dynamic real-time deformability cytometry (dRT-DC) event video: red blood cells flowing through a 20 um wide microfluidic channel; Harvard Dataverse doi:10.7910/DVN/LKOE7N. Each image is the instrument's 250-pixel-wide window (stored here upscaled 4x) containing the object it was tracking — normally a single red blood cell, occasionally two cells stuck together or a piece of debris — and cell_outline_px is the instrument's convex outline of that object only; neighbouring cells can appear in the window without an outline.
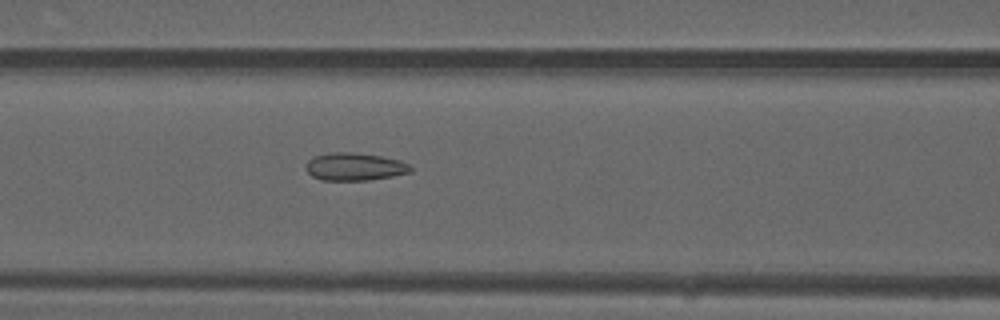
{"species": "common noctule bat (a hibernating species)", "species_latin": "Nyctalus noctula", "temperature_condition": "warm", "stored_images_in_passage": 51, "camera_frame_rate_fps": 3000, "um_per_image_px": 0.085, "animal": {"sex": "male", "forearm_length_mm": 52.5}, "frame": {"image": 1, "passage_image": 21, "time_ms": 6.667, "image_size_px": [1000, 320], "cell_outline_px": [[412, 172], [392, 176], [368, 180], [320, 180], [312, 176], [304, 168], [304, 164], [308, 160], [316, 156], [328, 152], [352, 152], [380, 156], [400, 160], [408, 164], [412, 168]], "centroid_in_image_um": [30.11, 14.17], "position_along_channel_um": 136.5, "area_um2": 16.99}}
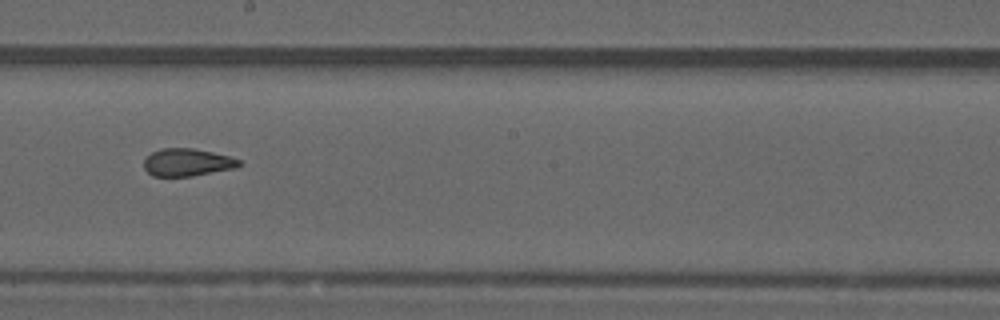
{"frame": {"image": 2, "passage_image": 28, "time_ms": 9.0, "image_size_px": [1000, 320], "cell_outline_px": [[244, 164], [236, 168], [192, 176], [152, 176], [144, 168], [144, 160], [152, 152], [160, 148], [192, 148], [212, 152], [228, 156], [240, 160]], "centroid_in_image_um": [15.93, 13.8], "position_along_channel_um": 232.3, "area_um2": 15.32}}
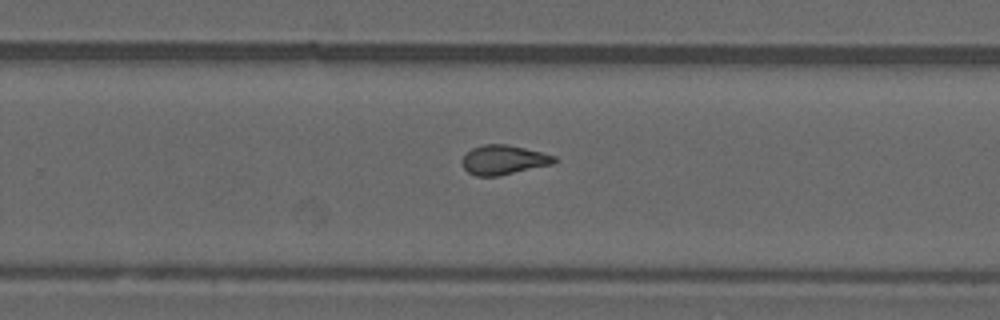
{"frame": {"image": 3, "passage_image": 32, "time_ms": 10.333, "image_size_px": [1000, 320], "cell_outline_px": [[556, 160], [552, 164], [500, 176], [476, 176], [468, 172], [464, 168], [460, 160], [472, 148], [484, 144], [504, 144], [524, 148], [556, 156]], "centroid_in_image_um": [42.78, 13.6], "position_along_channel_um": 287.0, "area_um2": 15.72}, "authors_computed_cell_mechanics": {"area_um2": 16.473, "velocity_mm_per_s": 4.1184, "shape_relaxation_time_tau1_ms": null, "shape_relaxation_time_tau2_ms": 1.351, "deformation_change_tau1": null, "deformation_change_tau2": 0.0914}}